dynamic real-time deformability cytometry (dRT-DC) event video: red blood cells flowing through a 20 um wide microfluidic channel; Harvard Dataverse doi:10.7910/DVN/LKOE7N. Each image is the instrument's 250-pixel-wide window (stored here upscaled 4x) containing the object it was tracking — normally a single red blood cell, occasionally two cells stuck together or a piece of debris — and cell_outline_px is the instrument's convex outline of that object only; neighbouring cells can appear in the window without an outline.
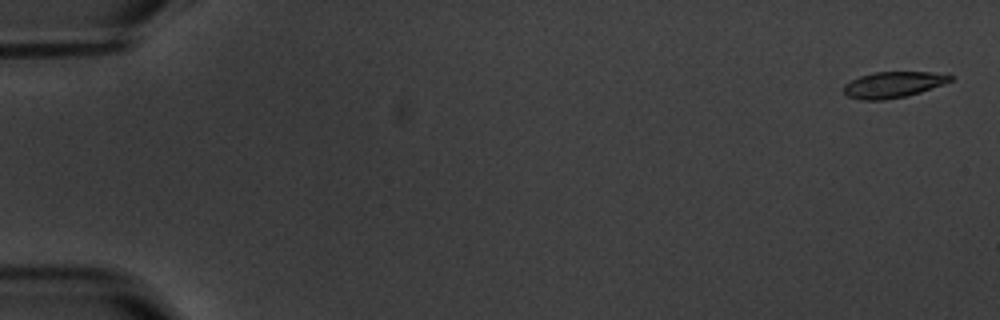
{"species": "common noctule bat (a hibernating species)", "species_latin": "Nyctalus noctula", "temperature_condition": "warm", "stored_images_in_passage": 6, "segment_of_instrument_passage": [1, 2], "camera_frame_rate_fps": 3000, "um_per_image_px": 0.085, "animal": {"sex": "male", "body_mass_g": 20.1, "forearm_length_mm": 53.5}, "frame": {"image": 1, "passage_image": 1, "time_ms": 0.0, "image_size_px": [1000, 320], "cell_outline_px": [[952, 80], [944, 84], [920, 92], [904, 96], [884, 100], [860, 100], [848, 96], [844, 92], [844, 84], [860, 76], [876, 72], [948, 72], [952, 76]], "centroid_in_image_um": [75.96, 7.18], "position_along_channel_um": 9.0, "area_um2": 16.18}}